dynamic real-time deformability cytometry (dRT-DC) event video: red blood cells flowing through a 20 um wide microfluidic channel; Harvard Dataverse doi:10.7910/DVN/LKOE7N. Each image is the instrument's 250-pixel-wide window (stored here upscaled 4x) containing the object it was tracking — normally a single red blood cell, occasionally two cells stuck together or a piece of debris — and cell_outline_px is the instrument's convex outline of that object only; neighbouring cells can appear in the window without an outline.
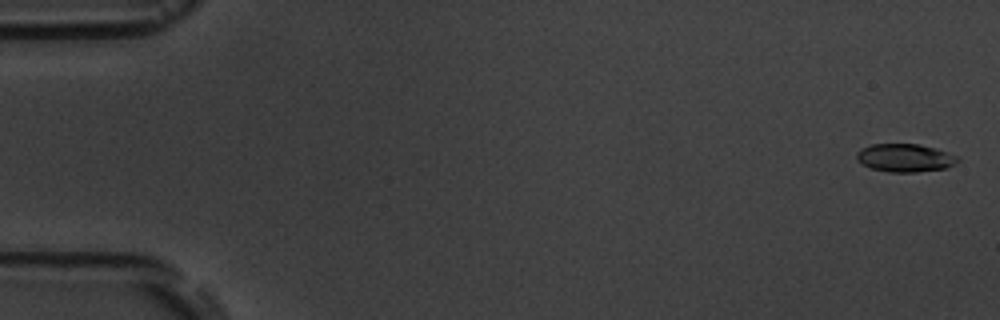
{"species": "common noctule bat (a hibernating species)", "species_latin": "Nyctalus noctula", "temperature_condition": "room temperature", "stored_images_in_passage": 11, "camera_frame_rate_fps": 3000, "um_per_image_px": 0.085, "animal": {"sex": "male", "body_mass_g": 19.5, "forearm_length_mm": 54.6}, "frame": {"image": 1, "passage_image": 1, "time_ms": 0.0, "image_size_px": [1000, 320], "cell_outline_px": [[960, 160], [956, 164], [944, 168], [916, 172], [888, 172], [872, 168], [856, 160], [856, 152], [860, 148], [872, 144], [920, 144], [936, 148], [948, 152], [956, 156]], "centroid_in_image_um": [76.92, 13.41], "position_along_channel_um": 8.1, "area_um2": 16.59}}
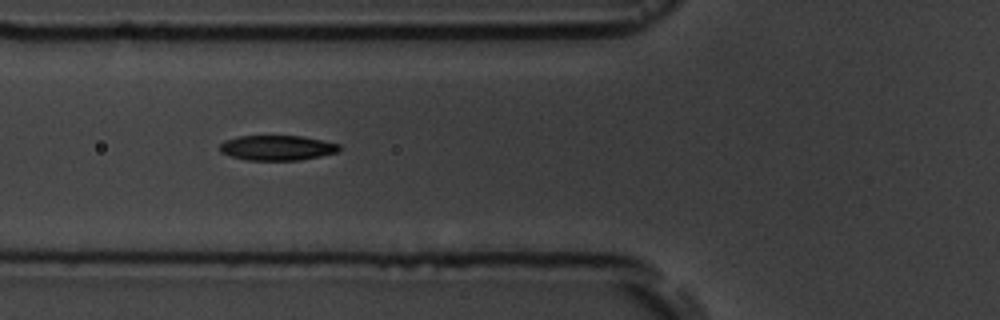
{"frame": {"image": 2, "passage_image": 6, "time_ms": 6.667, "image_size_px": [1000, 320], "cell_outline_px": [[340, 148], [336, 152], [320, 156], [300, 160], [244, 160], [220, 152], [220, 144], [224, 140], [236, 136], [300, 136], [340, 144]], "centroid_in_image_um": [23.51, 12.56], "position_along_channel_um": 102.3, "area_um2": 17.34}}
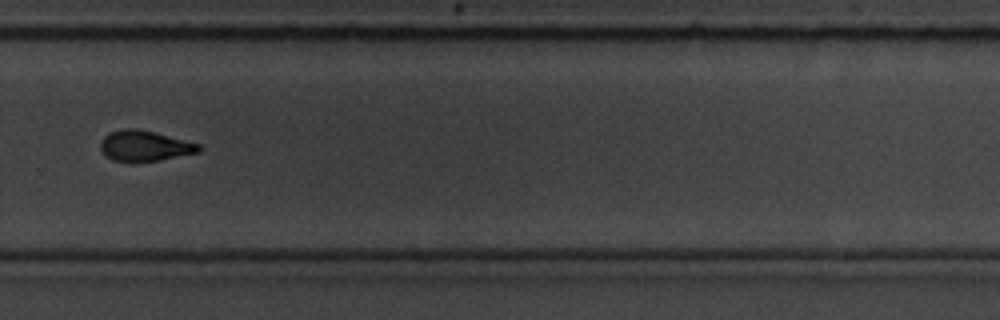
{"frame": {"image": 3, "passage_image": 11, "time_ms": 12.667, "image_size_px": [1000, 320], "cell_outline_px": [[200, 152], [160, 160], [136, 164], [128, 164], [112, 160], [104, 156], [100, 148], [100, 140], [108, 132], [124, 128], [136, 128], [156, 132], [200, 144]], "centroid_in_image_um": [12.23, 12.43], "position_along_channel_um": 317.6, "area_um2": 18.26}}